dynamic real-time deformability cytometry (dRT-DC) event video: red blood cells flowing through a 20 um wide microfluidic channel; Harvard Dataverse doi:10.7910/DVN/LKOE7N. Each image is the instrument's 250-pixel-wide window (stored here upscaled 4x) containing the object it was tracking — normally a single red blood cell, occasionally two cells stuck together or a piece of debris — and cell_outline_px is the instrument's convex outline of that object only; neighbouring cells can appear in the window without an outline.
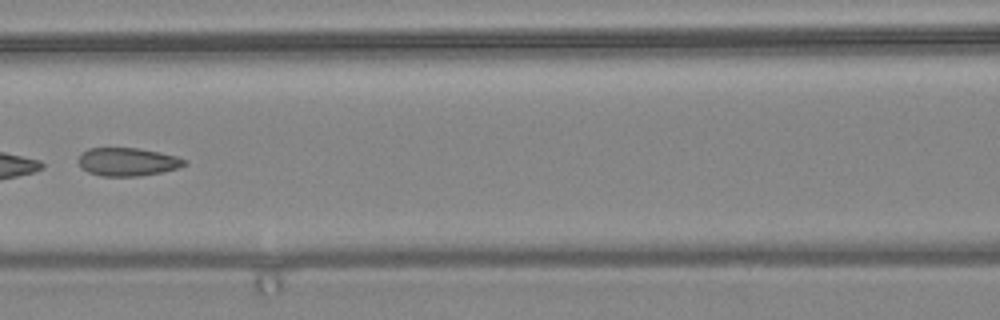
{"species": "common noctule bat (a hibernating species)", "species_latin": "Nyctalus noctula", "temperature_condition": "warm", "stored_images_in_passage": 10, "camera_frame_rate_fps": 3000, "um_per_image_px": 0.085, "animal": {"sex": "female", "body_mass_g": 24.6, "forearm_length_mm": 56.2}, "frame": {"image": 1, "passage_image": 6, "time_ms": 1.667, "image_size_px": [1000, 320], "cell_outline_px": [[188, 164], [176, 168], [160, 172], [140, 176], [100, 176], [88, 172], [80, 168], [76, 160], [80, 152], [88, 148], [136, 148], [160, 152], [176, 156], [188, 160]], "centroid_in_image_um": [10.78, 13.75], "position_along_channel_um": 155.8, "area_um2": 17.69}}
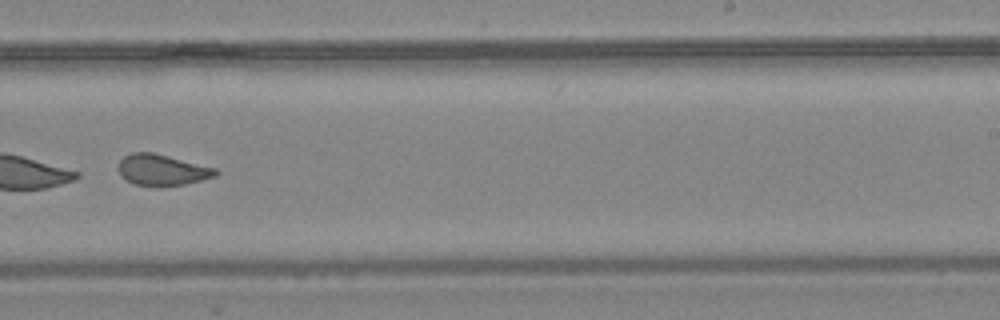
{"frame": {"image": 2, "passage_image": 9, "time_ms": 2.667, "image_size_px": [1000, 320], "cell_outline_px": [[220, 172], [216, 176], [184, 184], [136, 184], [120, 176], [120, 160], [124, 156], [132, 152], [152, 152], [216, 168]], "centroid_in_image_um": [13.8, 14.41], "position_along_channel_um": 275.2, "area_um2": 16.94}}
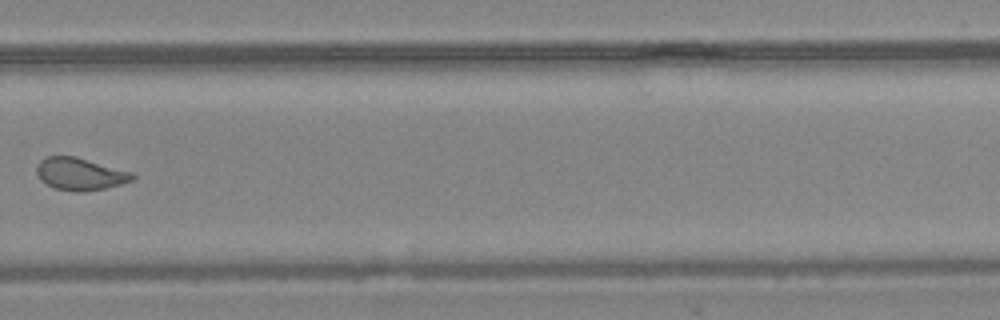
{"frame": {"image": 3, "passage_image": 10, "time_ms": 3.0, "image_size_px": [1000, 320], "cell_outline_px": [[136, 176], [132, 180], [120, 184], [104, 188], [84, 192], [76, 192], [56, 188], [40, 180], [36, 172], [36, 164], [40, 160], [48, 156], [76, 156], [132, 172]], "centroid_in_image_um": [6.79, 14.78], "position_along_channel_um": 323.0, "area_um2": 18.03}}